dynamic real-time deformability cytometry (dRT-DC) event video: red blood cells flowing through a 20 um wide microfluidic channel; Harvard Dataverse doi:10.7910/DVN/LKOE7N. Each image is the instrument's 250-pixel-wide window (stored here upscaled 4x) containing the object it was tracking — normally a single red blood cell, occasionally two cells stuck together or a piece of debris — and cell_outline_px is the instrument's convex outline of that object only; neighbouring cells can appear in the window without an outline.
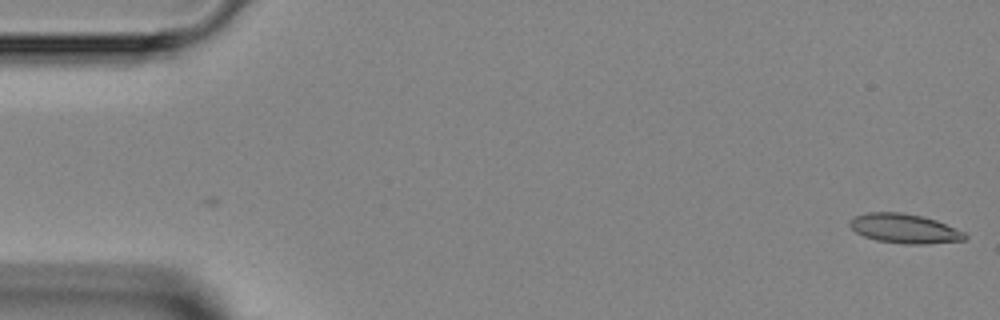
{"species": "Egyptian fruit bat (a non-hibernating species)", "species_latin": "Rousettus aegyptiacus", "temperature_condition": "room temperature", "stored_images_in_passage": 2, "camera_frame_rate_fps": 3000, "um_per_image_px": 0.085, "animal": {"sex": "female"}, "frame": {"image": 1, "passage_image": 2, "time_ms": 1.0, "image_size_px": [1000, 320], "cell_outline_px": [[968, 236], [964, 240], [924, 244], [904, 244], [876, 240], [864, 236], [856, 232], [848, 224], [856, 216], [868, 212], [900, 212], [924, 216], [936, 220], [964, 232]], "centroid_in_image_um": [76.89, 19.42], "position_along_channel_um": 8.1, "area_um2": 19.59}}